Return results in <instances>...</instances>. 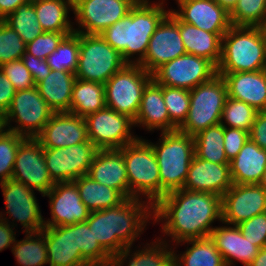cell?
Instances as JSON below:
<instances>
[{
    "mask_svg": "<svg viewBox=\"0 0 266 266\" xmlns=\"http://www.w3.org/2000/svg\"><path fill=\"white\" fill-rule=\"evenodd\" d=\"M153 220L162 221V234L175 244L209 237L214 221L222 222L221 197L186 189L172 191L153 206Z\"/></svg>",
    "mask_w": 266,
    "mask_h": 266,
    "instance_id": "obj_1",
    "label": "cell"
},
{
    "mask_svg": "<svg viewBox=\"0 0 266 266\" xmlns=\"http://www.w3.org/2000/svg\"><path fill=\"white\" fill-rule=\"evenodd\" d=\"M142 200L127 198L118 206L92 211L87 218L95 239L112 258L125 247H133L153 220V206Z\"/></svg>",
    "mask_w": 266,
    "mask_h": 266,
    "instance_id": "obj_2",
    "label": "cell"
},
{
    "mask_svg": "<svg viewBox=\"0 0 266 266\" xmlns=\"http://www.w3.org/2000/svg\"><path fill=\"white\" fill-rule=\"evenodd\" d=\"M163 2L165 0H159L158 3L136 1L128 14L100 34L121 53L127 64H140L144 60L151 36L170 11L165 9Z\"/></svg>",
    "mask_w": 266,
    "mask_h": 266,
    "instance_id": "obj_3",
    "label": "cell"
},
{
    "mask_svg": "<svg viewBox=\"0 0 266 266\" xmlns=\"http://www.w3.org/2000/svg\"><path fill=\"white\" fill-rule=\"evenodd\" d=\"M266 69V41L260 27L234 26L222 37L217 73Z\"/></svg>",
    "mask_w": 266,
    "mask_h": 266,
    "instance_id": "obj_4",
    "label": "cell"
},
{
    "mask_svg": "<svg viewBox=\"0 0 266 266\" xmlns=\"http://www.w3.org/2000/svg\"><path fill=\"white\" fill-rule=\"evenodd\" d=\"M159 137L156 144L146 141L152 146L159 166L161 199L167 193L183 189L195 152L194 137L179 130L161 132Z\"/></svg>",
    "mask_w": 266,
    "mask_h": 266,
    "instance_id": "obj_5",
    "label": "cell"
},
{
    "mask_svg": "<svg viewBox=\"0 0 266 266\" xmlns=\"http://www.w3.org/2000/svg\"><path fill=\"white\" fill-rule=\"evenodd\" d=\"M119 150L126 164L129 198L145 197L154 206L160 200V176L152 146L139 137Z\"/></svg>",
    "mask_w": 266,
    "mask_h": 266,
    "instance_id": "obj_6",
    "label": "cell"
},
{
    "mask_svg": "<svg viewBox=\"0 0 266 266\" xmlns=\"http://www.w3.org/2000/svg\"><path fill=\"white\" fill-rule=\"evenodd\" d=\"M228 97L224 79L216 75L211 81L190 90V107L185 122L177 129L189 136L221 122Z\"/></svg>",
    "mask_w": 266,
    "mask_h": 266,
    "instance_id": "obj_7",
    "label": "cell"
},
{
    "mask_svg": "<svg viewBox=\"0 0 266 266\" xmlns=\"http://www.w3.org/2000/svg\"><path fill=\"white\" fill-rule=\"evenodd\" d=\"M127 63L121 53L100 35L79 33V57L76 78L105 84Z\"/></svg>",
    "mask_w": 266,
    "mask_h": 266,
    "instance_id": "obj_8",
    "label": "cell"
},
{
    "mask_svg": "<svg viewBox=\"0 0 266 266\" xmlns=\"http://www.w3.org/2000/svg\"><path fill=\"white\" fill-rule=\"evenodd\" d=\"M152 74L139 64H126L104 84L106 106L135 120L142 93Z\"/></svg>",
    "mask_w": 266,
    "mask_h": 266,
    "instance_id": "obj_9",
    "label": "cell"
},
{
    "mask_svg": "<svg viewBox=\"0 0 266 266\" xmlns=\"http://www.w3.org/2000/svg\"><path fill=\"white\" fill-rule=\"evenodd\" d=\"M54 113L36 86L18 90L4 114L5 129L25 138H36ZM11 122L17 124L11 126Z\"/></svg>",
    "mask_w": 266,
    "mask_h": 266,
    "instance_id": "obj_10",
    "label": "cell"
},
{
    "mask_svg": "<svg viewBox=\"0 0 266 266\" xmlns=\"http://www.w3.org/2000/svg\"><path fill=\"white\" fill-rule=\"evenodd\" d=\"M88 140L98 150L121 149L136 141L133 135L134 120L105 106L85 117Z\"/></svg>",
    "mask_w": 266,
    "mask_h": 266,
    "instance_id": "obj_11",
    "label": "cell"
},
{
    "mask_svg": "<svg viewBox=\"0 0 266 266\" xmlns=\"http://www.w3.org/2000/svg\"><path fill=\"white\" fill-rule=\"evenodd\" d=\"M216 75L217 67L210 60L186 53L162 64L152 79L159 85L192 90Z\"/></svg>",
    "mask_w": 266,
    "mask_h": 266,
    "instance_id": "obj_12",
    "label": "cell"
},
{
    "mask_svg": "<svg viewBox=\"0 0 266 266\" xmlns=\"http://www.w3.org/2000/svg\"><path fill=\"white\" fill-rule=\"evenodd\" d=\"M137 0H73L75 33L100 35L129 13Z\"/></svg>",
    "mask_w": 266,
    "mask_h": 266,
    "instance_id": "obj_13",
    "label": "cell"
},
{
    "mask_svg": "<svg viewBox=\"0 0 266 266\" xmlns=\"http://www.w3.org/2000/svg\"><path fill=\"white\" fill-rule=\"evenodd\" d=\"M44 159L54 183L72 182L88 175L98 149L88 140L62 148H43Z\"/></svg>",
    "mask_w": 266,
    "mask_h": 266,
    "instance_id": "obj_14",
    "label": "cell"
},
{
    "mask_svg": "<svg viewBox=\"0 0 266 266\" xmlns=\"http://www.w3.org/2000/svg\"><path fill=\"white\" fill-rule=\"evenodd\" d=\"M5 200L6 213L0 212V219H12L23 226V232H38L45 227V218L42 216L35 190L28 188L23 182L14 179L0 183ZM8 214L9 218L5 217Z\"/></svg>",
    "mask_w": 266,
    "mask_h": 266,
    "instance_id": "obj_15",
    "label": "cell"
},
{
    "mask_svg": "<svg viewBox=\"0 0 266 266\" xmlns=\"http://www.w3.org/2000/svg\"><path fill=\"white\" fill-rule=\"evenodd\" d=\"M184 54L186 49L179 32V18L170 9L151 36L144 60L139 65L152 74L162 64Z\"/></svg>",
    "mask_w": 266,
    "mask_h": 266,
    "instance_id": "obj_16",
    "label": "cell"
},
{
    "mask_svg": "<svg viewBox=\"0 0 266 266\" xmlns=\"http://www.w3.org/2000/svg\"><path fill=\"white\" fill-rule=\"evenodd\" d=\"M12 179L45 195L53 186L46 167L43 147L36 138H25L19 145Z\"/></svg>",
    "mask_w": 266,
    "mask_h": 266,
    "instance_id": "obj_17",
    "label": "cell"
},
{
    "mask_svg": "<svg viewBox=\"0 0 266 266\" xmlns=\"http://www.w3.org/2000/svg\"><path fill=\"white\" fill-rule=\"evenodd\" d=\"M222 222L239 225L266 212V191L258 184H233L221 197Z\"/></svg>",
    "mask_w": 266,
    "mask_h": 266,
    "instance_id": "obj_18",
    "label": "cell"
},
{
    "mask_svg": "<svg viewBox=\"0 0 266 266\" xmlns=\"http://www.w3.org/2000/svg\"><path fill=\"white\" fill-rule=\"evenodd\" d=\"M49 198L51 219L45 220V227L68 226L84 222L91 211L84 205L76 184L55 183L42 197Z\"/></svg>",
    "mask_w": 266,
    "mask_h": 266,
    "instance_id": "obj_19",
    "label": "cell"
},
{
    "mask_svg": "<svg viewBox=\"0 0 266 266\" xmlns=\"http://www.w3.org/2000/svg\"><path fill=\"white\" fill-rule=\"evenodd\" d=\"M178 9L171 11L183 22L216 33L221 38L232 26L230 13L215 0H177Z\"/></svg>",
    "mask_w": 266,
    "mask_h": 266,
    "instance_id": "obj_20",
    "label": "cell"
},
{
    "mask_svg": "<svg viewBox=\"0 0 266 266\" xmlns=\"http://www.w3.org/2000/svg\"><path fill=\"white\" fill-rule=\"evenodd\" d=\"M43 148H62L88 141L84 117L70 112L54 113L36 137Z\"/></svg>",
    "mask_w": 266,
    "mask_h": 266,
    "instance_id": "obj_21",
    "label": "cell"
},
{
    "mask_svg": "<svg viewBox=\"0 0 266 266\" xmlns=\"http://www.w3.org/2000/svg\"><path fill=\"white\" fill-rule=\"evenodd\" d=\"M232 185L230 164H218L194 155L183 189L222 197Z\"/></svg>",
    "mask_w": 266,
    "mask_h": 266,
    "instance_id": "obj_22",
    "label": "cell"
},
{
    "mask_svg": "<svg viewBox=\"0 0 266 266\" xmlns=\"http://www.w3.org/2000/svg\"><path fill=\"white\" fill-rule=\"evenodd\" d=\"M227 87L228 97L266 111V69L253 72L217 73Z\"/></svg>",
    "mask_w": 266,
    "mask_h": 266,
    "instance_id": "obj_23",
    "label": "cell"
},
{
    "mask_svg": "<svg viewBox=\"0 0 266 266\" xmlns=\"http://www.w3.org/2000/svg\"><path fill=\"white\" fill-rule=\"evenodd\" d=\"M215 226L210 238L222 255L226 266H234V262L240 261L243 266H249L258 254L260 248L246 239L237 225L227 223Z\"/></svg>",
    "mask_w": 266,
    "mask_h": 266,
    "instance_id": "obj_24",
    "label": "cell"
},
{
    "mask_svg": "<svg viewBox=\"0 0 266 266\" xmlns=\"http://www.w3.org/2000/svg\"><path fill=\"white\" fill-rule=\"evenodd\" d=\"M49 266H90L76 249L75 224L44 227Z\"/></svg>",
    "mask_w": 266,
    "mask_h": 266,
    "instance_id": "obj_25",
    "label": "cell"
},
{
    "mask_svg": "<svg viewBox=\"0 0 266 266\" xmlns=\"http://www.w3.org/2000/svg\"><path fill=\"white\" fill-rule=\"evenodd\" d=\"M134 125L145 127L149 132L161 130L172 132L178 128L170 121L167 107L163 99V85L153 79L147 84L142 93V99Z\"/></svg>",
    "mask_w": 266,
    "mask_h": 266,
    "instance_id": "obj_26",
    "label": "cell"
},
{
    "mask_svg": "<svg viewBox=\"0 0 266 266\" xmlns=\"http://www.w3.org/2000/svg\"><path fill=\"white\" fill-rule=\"evenodd\" d=\"M88 175L94 181L119 191L126 199L129 198L126 164L119 149L98 150Z\"/></svg>",
    "mask_w": 266,
    "mask_h": 266,
    "instance_id": "obj_27",
    "label": "cell"
},
{
    "mask_svg": "<svg viewBox=\"0 0 266 266\" xmlns=\"http://www.w3.org/2000/svg\"><path fill=\"white\" fill-rule=\"evenodd\" d=\"M143 245L135 251L131 250L132 246L125 247L113 257L111 266H177L173 247L166 238L157 237L154 242Z\"/></svg>",
    "mask_w": 266,
    "mask_h": 266,
    "instance_id": "obj_28",
    "label": "cell"
},
{
    "mask_svg": "<svg viewBox=\"0 0 266 266\" xmlns=\"http://www.w3.org/2000/svg\"><path fill=\"white\" fill-rule=\"evenodd\" d=\"M266 168V150L250 139L238 155L230 161L233 184H258Z\"/></svg>",
    "mask_w": 266,
    "mask_h": 266,
    "instance_id": "obj_29",
    "label": "cell"
},
{
    "mask_svg": "<svg viewBox=\"0 0 266 266\" xmlns=\"http://www.w3.org/2000/svg\"><path fill=\"white\" fill-rule=\"evenodd\" d=\"M76 75L69 71L51 70L36 87L55 113L70 112L71 98Z\"/></svg>",
    "mask_w": 266,
    "mask_h": 266,
    "instance_id": "obj_30",
    "label": "cell"
},
{
    "mask_svg": "<svg viewBox=\"0 0 266 266\" xmlns=\"http://www.w3.org/2000/svg\"><path fill=\"white\" fill-rule=\"evenodd\" d=\"M179 32L187 54L210 60L216 67L221 59L222 38L179 19Z\"/></svg>",
    "mask_w": 266,
    "mask_h": 266,
    "instance_id": "obj_31",
    "label": "cell"
},
{
    "mask_svg": "<svg viewBox=\"0 0 266 266\" xmlns=\"http://www.w3.org/2000/svg\"><path fill=\"white\" fill-rule=\"evenodd\" d=\"M32 4L44 32H75V22L68 16L73 12V0H33Z\"/></svg>",
    "mask_w": 266,
    "mask_h": 266,
    "instance_id": "obj_32",
    "label": "cell"
},
{
    "mask_svg": "<svg viewBox=\"0 0 266 266\" xmlns=\"http://www.w3.org/2000/svg\"><path fill=\"white\" fill-rule=\"evenodd\" d=\"M73 182L82 202L91 212L118 206L126 200L119 191L94 181L89 175H83Z\"/></svg>",
    "mask_w": 266,
    "mask_h": 266,
    "instance_id": "obj_33",
    "label": "cell"
},
{
    "mask_svg": "<svg viewBox=\"0 0 266 266\" xmlns=\"http://www.w3.org/2000/svg\"><path fill=\"white\" fill-rule=\"evenodd\" d=\"M182 243H187L188 246H191H187L186 251H182V254L180 252L177 255V251L174 249L182 245ZM175 245L176 247L173 248V253L177 261V266H226L222 255L210 237L184 240Z\"/></svg>",
    "mask_w": 266,
    "mask_h": 266,
    "instance_id": "obj_34",
    "label": "cell"
},
{
    "mask_svg": "<svg viewBox=\"0 0 266 266\" xmlns=\"http://www.w3.org/2000/svg\"><path fill=\"white\" fill-rule=\"evenodd\" d=\"M105 106L103 83L76 78L72 91L70 113L85 118Z\"/></svg>",
    "mask_w": 266,
    "mask_h": 266,
    "instance_id": "obj_35",
    "label": "cell"
},
{
    "mask_svg": "<svg viewBox=\"0 0 266 266\" xmlns=\"http://www.w3.org/2000/svg\"><path fill=\"white\" fill-rule=\"evenodd\" d=\"M224 126L219 123L194 136L195 156L218 164H230L224 151Z\"/></svg>",
    "mask_w": 266,
    "mask_h": 266,
    "instance_id": "obj_36",
    "label": "cell"
},
{
    "mask_svg": "<svg viewBox=\"0 0 266 266\" xmlns=\"http://www.w3.org/2000/svg\"><path fill=\"white\" fill-rule=\"evenodd\" d=\"M11 252L21 266H44L48 263L47 247L43 230L26 232L23 240L14 241Z\"/></svg>",
    "mask_w": 266,
    "mask_h": 266,
    "instance_id": "obj_37",
    "label": "cell"
},
{
    "mask_svg": "<svg viewBox=\"0 0 266 266\" xmlns=\"http://www.w3.org/2000/svg\"><path fill=\"white\" fill-rule=\"evenodd\" d=\"M76 249L90 266H111L113 258L95 239L87 221L75 223Z\"/></svg>",
    "mask_w": 266,
    "mask_h": 266,
    "instance_id": "obj_38",
    "label": "cell"
},
{
    "mask_svg": "<svg viewBox=\"0 0 266 266\" xmlns=\"http://www.w3.org/2000/svg\"><path fill=\"white\" fill-rule=\"evenodd\" d=\"M3 21L18 33L25 44H28L44 33L37 19L32 1H27L25 4L19 5Z\"/></svg>",
    "mask_w": 266,
    "mask_h": 266,
    "instance_id": "obj_39",
    "label": "cell"
},
{
    "mask_svg": "<svg viewBox=\"0 0 266 266\" xmlns=\"http://www.w3.org/2000/svg\"><path fill=\"white\" fill-rule=\"evenodd\" d=\"M79 57V33L67 35L47 58L51 70L69 71L75 74Z\"/></svg>",
    "mask_w": 266,
    "mask_h": 266,
    "instance_id": "obj_40",
    "label": "cell"
},
{
    "mask_svg": "<svg viewBox=\"0 0 266 266\" xmlns=\"http://www.w3.org/2000/svg\"><path fill=\"white\" fill-rule=\"evenodd\" d=\"M258 111L245 102L227 97L221 117L224 127L238 128L249 132Z\"/></svg>",
    "mask_w": 266,
    "mask_h": 266,
    "instance_id": "obj_41",
    "label": "cell"
},
{
    "mask_svg": "<svg viewBox=\"0 0 266 266\" xmlns=\"http://www.w3.org/2000/svg\"><path fill=\"white\" fill-rule=\"evenodd\" d=\"M266 15V0H238L230 12L234 26L260 27Z\"/></svg>",
    "mask_w": 266,
    "mask_h": 266,
    "instance_id": "obj_42",
    "label": "cell"
},
{
    "mask_svg": "<svg viewBox=\"0 0 266 266\" xmlns=\"http://www.w3.org/2000/svg\"><path fill=\"white\" fill-rule=\"evenodd\" d=\"M163 99L170 121L179 128L186 120L190 107V90L163 86Z\"/></svg>",
    "mask_w": 266,
    "mask_h": 266,
    "instance_id": "obj_43",
    "label": "cell"
},
{
    "mask_svg": "<svg viewBox=\"0 0 266 266\" xmlns=\"http://www.w3.org/2000/svg\"><path fill=\"white\" fill-rule=\"evenodd\" d=\"M25 137L4 130L0 133V183L12 178L16 153Z\"/></svg>",
    "mask_w": 266,
    "mask_h": 266,
    "instance_id": "obj_44",
    "label": "cell"
},
{
    "mask_svg": "<svg viewBox=\"0 0 266 266\" xmlns=\"http://www.w3.org/2000/svg\"><path fill=\"white\" fill-rule=\"evenodd\" d=\"M26 44L18 33L0 20V66L10 61L20 60Z\"/></svg>",
    "mask_w": 266,
    "mask_h": 266,
    "instance_id": "obj_45",
    "label": "cell"
},
{
    "mask_svg": "<svg viewBox=\"0 0 266 266\" xmlns=\"http://www.w3.org/2000/svg\"><path fill=\"white\" fill-rule=\"evenodd\" d=\"M72 33L44 32L26 44L25 51L40 59H47L61 41Z\"/></svg>",
    "mask_w": 266,
    "mask_h": 266,
    "instance_id": "obj_46",
    "label": "cell"
},
{
    "mask_svg": "<svg viewBox=\"0 0 266 266\" xmlns=\"http://www.w3.org/2000/svg\"><path fill=\"white\" fill-rule=\"evenodd\" d=\"M0 69L10 80L16 91L36 86L31 72L25 67L22 59L3 64Z\"/></svg>",
    "mask_w": 266,
    "mask_h": 266,
    "instance_id": "obj_47",
    "label": "cell"
},
{
    "mask_svg": "<svg viewBox=\"0 0 266 266\" xmlns=\"http://www.w3.org/2000/svg\"><path fill=\"white\" fill-rule=\"evenodd\" d=\"M243 236L259 248L266 246V212L237 225Z\"/></svg>",
    "mask_w": 266,
    "mask_h": 266,
    "instance_id": "obj_48",
    "label": "cell"
},
{
    "mask_svg": "<svg viewBox=\"0 0 266 266\" xmlns=\"http://www.w3.org/2000/svg\"><path fill=\"white\" fill-rule=\"evenodd\" d=\"M248 139L249 132L238 128L224 127L223 145L229 162L238 155Z\"/></svg>",
    "mask_w": 266,
    "mask_h": 266,
    "instance_id": "obj_49",
    "label": "cell"
},
{
    "mask_svg": "<svg viewBox=\"0 0 266 266\" xmlns=\"http://www.w3.org/2000/svg\"><path fill=\"white\" fill-rule=\"evenodd\" d=\"M21 59L25 67L31 72V75L36 85L40 81L44 80L51 71L47 59H40L34 57L32 54L27 53L26 51Z\"/></svg>",
    "mask_w": 266,
    "mask_h": 266,
    "instance_id": "obj_50",
    "label": "cell"
},
{
    "mask_svg": "<svg viewBox=\"0 0 266 266\" xmlns=\"http://www.w3.org/2000/svg\"><path fill=\"white\" fill-rule=\"evenodd\" d=\"M249 139L266 150V111L258 112L249 131Z\"/></svg>",
    "mask_w": 266,
    "mask_h": 266,
    "instance_id": "obj_51",
    "label": "cell"
},
{
    "mask_svg": "<svg viewBox=\"0 0 266 266\" xmlns=\"http://www.w3.org/2000/svg\"><path fill=\"white\" fill-rule=\"evenodd\" d=\"M15 93L14 86L0 69V112L3 115L8 110Z\"/></svg>",
    "mask_w": 266,
    "mask_h": 266,
    "instance_id": "obj_52",
    "label": "cell"
},
{
    "mask_svg": "<svg viewBox=\"0 0 266 266\" xmlns=\"http://www.w3.org/2000/svg\"><path fill=\"white\" fill-rule=\"evenodd\" d=\"M17 225L13 222L7 223V221L0 219V251L12 247L16 237L14 226Z\"/></svg>",
    "mask_w": 266,
    "mask_h": 266,
    "instance_id": "obj_53",
    "label": "cell"
},
{
    "mask_svg": "<svg viewBox=\"0 0 266 266\" xmlns=\"http://www.w3.org/2000/svg\"><path fill=\"white\" fill-rule=\"evenodd\" d=\"M28 0H0V20H4L13 13L19 5L25 4Z\"/></svg>",
    "mask_w": 266,
    "mask_h": 266,
    "instance_id": "obj_54",
    "label": "cell"
},
{
    "mask_svg": "<svg viewBox=\"0 0 266 266\" xmlns=\"http://www.w3.org/2000/svg\"><path fill=\"white\" fill-rule=\"evenodd\" d=\"M249 266H266V246L260 248L258 254Z\"/></svg>",
    "mask_w": 266,
    "mask_h": 266,
    "instance_id": "obj_55",
    "label": "cell"
},
{
    "mask_svg": "<svg viewBox=\"0 0 266 266\" xmlns=\"http://www.w3.org/2000/svg\"><path fill=\"white\" fill-rule=\"evenodd\" d=\"M221 7L225 8L229 13L236 6L238 0H215Z\"/></svg>",
    "mask_w": 266,
    "mask_h": 266,
    "instance_id": "obj_56",
    "label": "cell"
},
{
    "mask_svg": "<svg viewBox=\"0 0 266 266\" xmlns=\"http://www.w3.org/2000/svg\"><path fill=\"white\" fill-rule=\"evenodd\" d=\"M258 185L264 189L266 191V168H265V171H264V174L260 180V182L258 183Z\"/></svg>",
    "mask_w": 266,
    "mask_h": 266,
    "instance_id": "obj_57",
    "label": "cell"
},
{
    "mask_svg": "<svg viewBox=\"0 0 266 266\" xmlns=\"http://www.w3.org/2000/svg\"><path fill=\"white\" fill-rule=\"evenodd\" d=\"M5 130L4 115L0 112V133Z\"/></svg>",
    "mask_w": 266,
    "mask_h": 266,
    "instance_id": "obj_58",
    "label": "cell"
},
{
    "mask_svg": "<svg viewBox=\"0 0 266 266\" xmlns=\"http://www.w3.org/2000/svg\"><path fill=\"white\" fill-rule=\"evenodd\" d=\"M260 28L262 30L263 36H264L265 41H266V15H265L264 21H263L262 25L260 26Z\"/></svg>",
    "mask_w": 266,
    "mask_h": 266,
    "instance_id": "obj_59",
    "label": "cell"
}]
</instances>
